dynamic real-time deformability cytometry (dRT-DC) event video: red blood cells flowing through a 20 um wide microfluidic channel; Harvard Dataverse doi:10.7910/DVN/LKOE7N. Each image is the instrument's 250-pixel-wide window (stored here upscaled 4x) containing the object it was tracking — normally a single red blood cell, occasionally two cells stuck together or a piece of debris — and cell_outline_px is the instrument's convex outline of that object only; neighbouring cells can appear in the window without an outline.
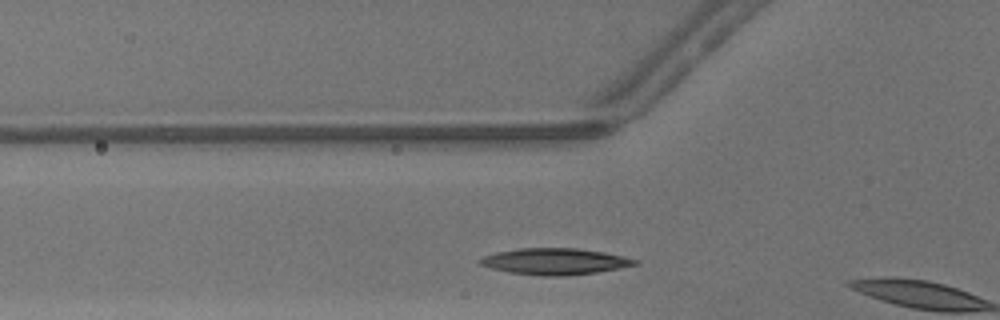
{"species": "common noctule bat (a hibernating species)", "species_latin": "Nyctalus noctula", "temperature_condition": "warm", "stored_images_in_passage": 3, "camera_frame_rate_fps": 3000, "um_per_image_px": 0.085, "animal": {"sex": "male", "body_mass_g": 13.3}, "frame": {"image": 1, "passage_image": 2, "time_ms": 0.333, "image_size_px": [1000, 320], "cell_outline_px": [[640, 264], [620, 268], [596, 272], [564, 276], [544, 276], [508, 272], [492, 268], [480, 264], [476, 260], [484, 256], [496, 252], [520, 248], [576, 248], [604, 252], [624, 256], [640, 260]], "centroid_in_image_um": [47.19, 22.22], "position_along_channel_um": 78.6, "area_um2": 23.87}}